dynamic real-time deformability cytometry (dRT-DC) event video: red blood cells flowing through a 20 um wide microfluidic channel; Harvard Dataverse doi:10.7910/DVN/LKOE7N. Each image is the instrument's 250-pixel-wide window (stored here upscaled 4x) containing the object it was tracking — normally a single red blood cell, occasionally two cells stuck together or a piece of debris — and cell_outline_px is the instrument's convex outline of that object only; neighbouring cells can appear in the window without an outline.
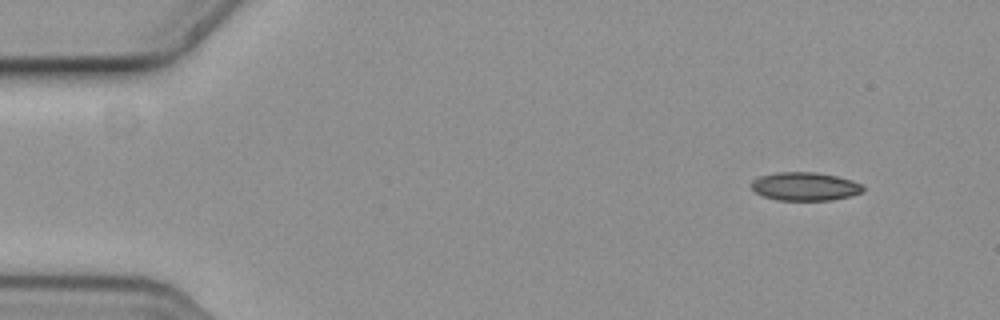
{"species": "common noctule bat (a hibernating species)", "species_latin": "Nyctalus noctula", "temperature_condition": "cold", "stored_images_in_passage": 14, "camera_frame_rate_fps": 3000, "um_per_image_px": 0.085, "animal": {"sex": "female", "body_mass_g": 19.3, "forearm_length_mm": 54.1}, "frame": {"image": 1, "passage_image": 1, "time_ms": 0.0, "image_size_px": [1000, 320], "cell_outline_px": [[864, 188], [860, 192], [848, 196], [832, 200], [776, 200], [764, 196], [756, 192], [752, 188], [752, 180], [760, 176], [776, 172], [816, 172], [836, 176], [860, 184]], "centroid_in_image_um": [68.37, 15.84], "position_along_channel_um": 16.6, "area_um2": 18.15}}
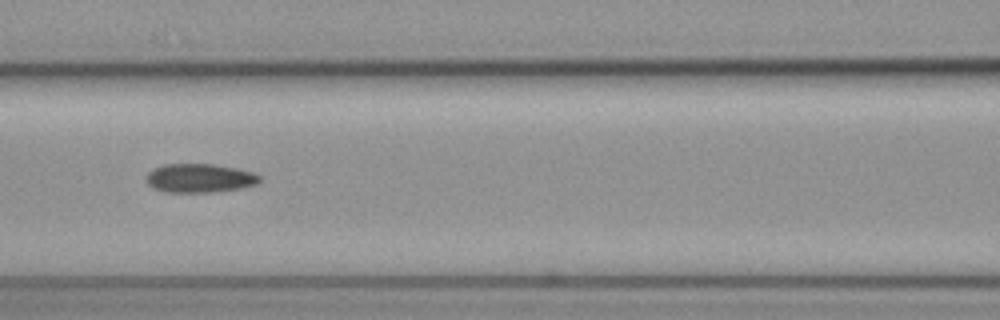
{"frame": {"image": 2, "passage_image": 6, "time_ms": 1.667, "image_size_px": [1000, 320], "cell_outline_px": [[260, 180], [256, 184], [244, 188], [212, 192], [164, 192], [148, 184], [148, 172], [164, 164], [216, 164], [256, 172], [260, 176]], "centroid_in_image_um": [17.04, 15.14], "position_along_channel_um": 149.6, "area_um2": 19.02}}
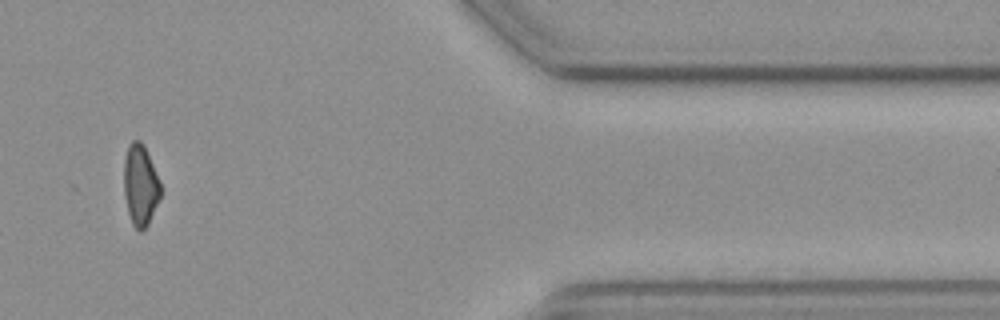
{"frame": {"image": 3, "passage_image": 12, "time_ms": 3.667, "image_size_px": [1000, 320], "cell_outline_px": [[160, 196], [148, 224], [140, 232], [132, 224], [128, 212], [124, 196], [124, 160], [128, 144], [132, 140], [140, 140], [144, 144], [160, 184]], "centroid_in_image_um": [11.9, 15.71], "position_along_channel_um": 399.5, "area_um2": 17.11}}